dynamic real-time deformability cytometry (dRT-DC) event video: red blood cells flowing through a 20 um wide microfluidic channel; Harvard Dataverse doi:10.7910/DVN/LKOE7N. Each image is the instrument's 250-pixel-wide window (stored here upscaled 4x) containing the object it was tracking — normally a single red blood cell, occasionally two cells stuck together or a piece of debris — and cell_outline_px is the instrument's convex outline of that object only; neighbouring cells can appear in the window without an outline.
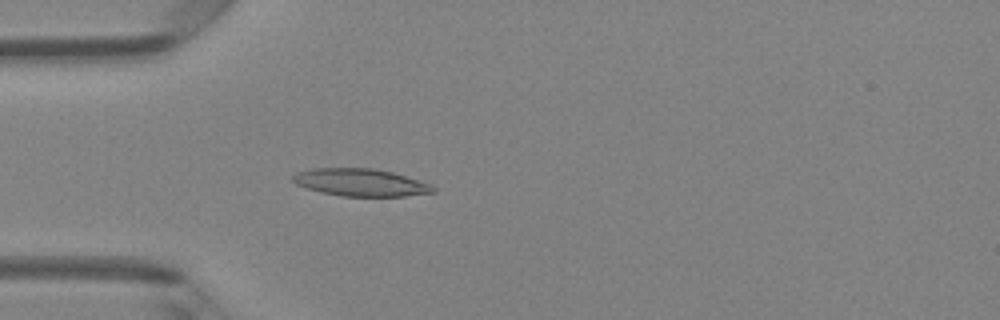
{"species": "Egyptian fruit bat (a non-hibernating species)", "species_latin": "Rousettus aegyptiacus", "temperature_condition": "room temperature", "stored_images_in_passage": 4, "camera_frame_rate_fps": 3000, "um_per_image_px": 0.085, "animal": {"sex": "female"}, "frame": {"image": 1, "passage_image": 4, "time_ms": 1.0, "image_size_px": [1000, 320], "cell_outline_px": [[436, 192], [404, 196], [340, 196], [320, 192], [296, 184], [292, 180], [292, 176], [296, 172], [312, 168], [372, 168], [392, 172], [432, 184], [436, 188]], "centroid_in_image_um": [30.66, 15.51], "position_along_channel_um": 54.3, "area_um2": 22.48}}